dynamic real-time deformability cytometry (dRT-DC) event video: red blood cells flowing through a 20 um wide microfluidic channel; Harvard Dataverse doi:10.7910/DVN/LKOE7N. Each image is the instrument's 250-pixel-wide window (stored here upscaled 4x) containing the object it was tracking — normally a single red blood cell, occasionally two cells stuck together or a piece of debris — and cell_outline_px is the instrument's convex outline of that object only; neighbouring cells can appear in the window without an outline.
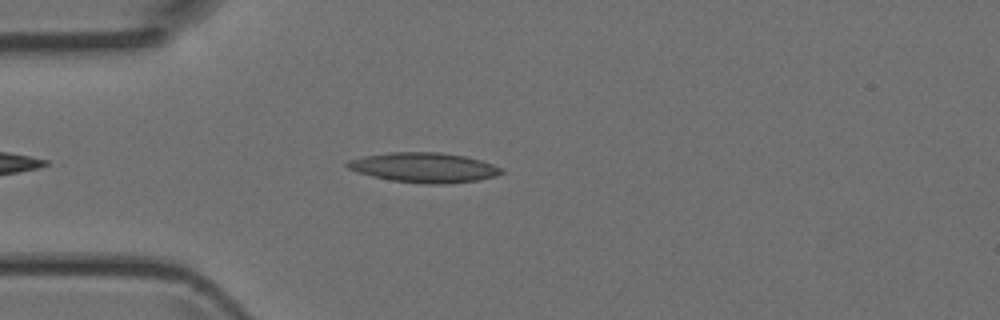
{"species": "Egyptian fruit bat (a non-hibernating species)", "species_latin": "Rousettus aegyptiacus", "temperature_condition": "room temperature", "stored_images_in_passage": 37, "camera_frame_rate_fps": 3000, "um_per_image_px": 0.085, "animal": {"sex": "female"}, "frame": {"image": 1, "passage_image": 5, "time_ms": 1.333, "image_size_px": [1000, 320], "cell_outline_px": [[504, 172], [496, 176], [476, 180], [444, 184], [424, 184], [392, 180], [372, 176], [348, 168], [344, 164], [348, 160], [364, 156], [388, 152], [440, 152], [464, 156], [480, 160], [504, 168]], "centroid_in_image_um": [36.06, 14.23], "position_along_channel_um": 48.9, "area_um2": 26.7}}
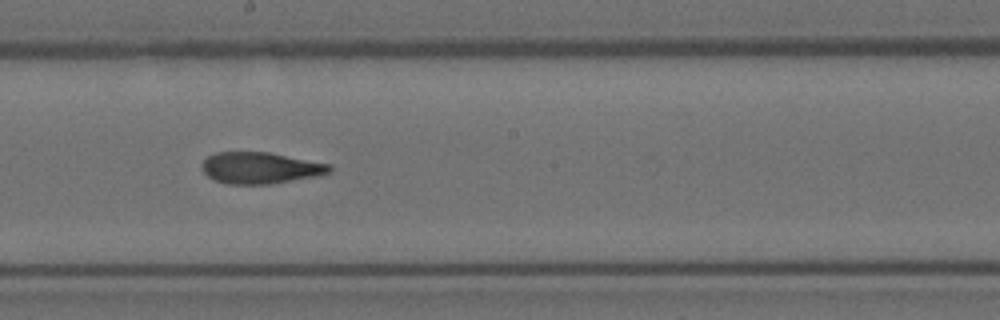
{"frame": {"image": 2, "passage_image": 18, "time_ms": 5.667, "image_size_px": [1000, 320], "cell_outline_px": [[332, 172], [320, 176], [268, 184], [228, 184], [212, 180], [204, 172], [200, 164], [208, 156], [216, 152], [268, 152], [332, 164]], "centroid_in_image_um": [22.15, 14.27], "position_along_channel_um": 226.1, "area_um2": 23.64}}
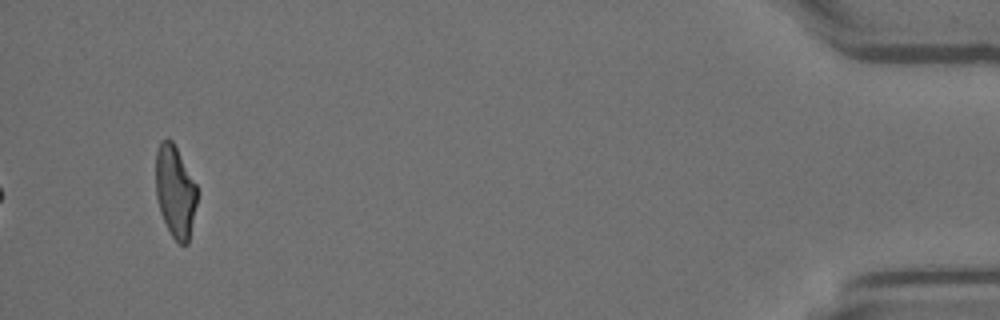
{"frame": {"image": 3, "passage_image": 37, "time_ms": 12.0, "image_size_px": [1000, 320], "cell_outline_px": [[196, 204], [188, 244], [180, 244], [172, 236], [160, 212], [156, 196], [156, 152], [160, 140], [172, 140], [196, 184]], "centroid_in_image_um": [14.87, 16.27], "position_along_channel_um": 420.3, "area_um2": 21.79}}